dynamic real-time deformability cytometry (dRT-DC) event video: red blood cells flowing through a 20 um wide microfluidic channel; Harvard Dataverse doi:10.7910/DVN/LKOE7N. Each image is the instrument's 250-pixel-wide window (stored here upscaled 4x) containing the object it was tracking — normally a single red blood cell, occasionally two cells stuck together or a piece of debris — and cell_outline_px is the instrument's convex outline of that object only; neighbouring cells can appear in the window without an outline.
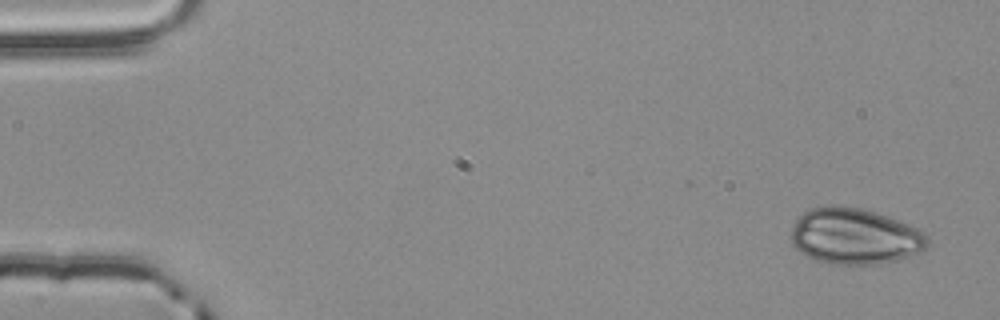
{"species": "common noctule bat (a hibernating species)", "species_latin": "Nyctalus noctula", "temperature_condition": "room temperature", "stored_images_in_passage": 3, "camera_frame_rate_fps": 3000, "um_per_image_px": 0.085, "animal": {"sex": "male", "body_mass_g": 20.4}, "frame": {"image": 1, "passage_image": 1, "time_ms": 0.0, "image_size_px": [1000, 320], "cell_outline_px": [[928, 248], [920, 252], [908, 256], [880, 264], [832, 264], [812, 260], [800, 252], [792, 244], [792, 224], [804, 212], [812, 208], [828, 204], [840, 204], [864, 208], [888, 216], [908, 224], [924, 232], [928, 236]], "centroid_in_image_um": [72.64, 20.07], "position_along_channel_um": 12.4, "area_um2": 45.08}}